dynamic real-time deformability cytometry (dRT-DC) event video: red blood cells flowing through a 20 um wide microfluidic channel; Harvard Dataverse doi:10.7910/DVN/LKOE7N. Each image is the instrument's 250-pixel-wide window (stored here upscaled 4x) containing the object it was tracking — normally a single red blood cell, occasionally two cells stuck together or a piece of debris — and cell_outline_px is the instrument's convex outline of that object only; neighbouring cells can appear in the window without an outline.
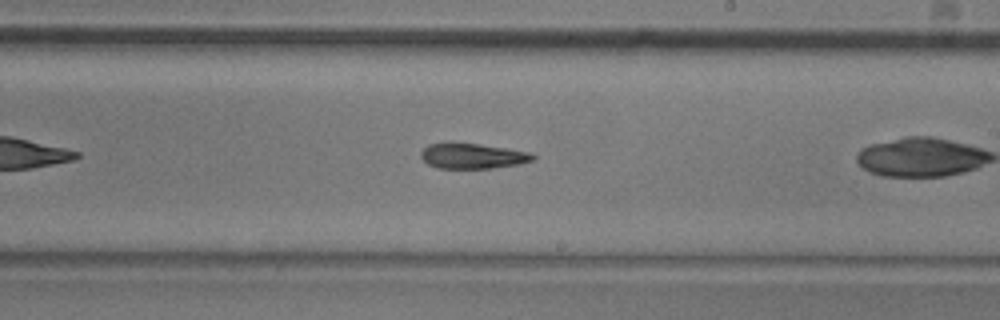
{"species": "common noctule bat (a hibernating species)", "species_latin": "Nyctalus noctula", "temperature_condition": "room temperature", "stored_images_in_passage": 26, "segment_of_instrument_passage": [2, 2], "camera_frame_rate_fps": 3000, "um_per_image_px": 0.085, "animal": {"sex": "male", "body_mass_g": 20.5, "forearm_length_mm": 52.5}, "frame": {"image": 1, "passage_image": 16, "time_ms": 5.0, "image_size_px": [1000, 320], "cell_outline_px": [[536, 160], [520, 164], [492, 168], [436, 168], [428, 164], [420, 156], [420, 152], [428, 144], [448, 140], [452, 140], [480, 144], [532, 152], [536, 156]], "centroid_in_image_um": [40.15, 13.22], "position_along_channel_um": 248.8, "area_um2": 17.22}}
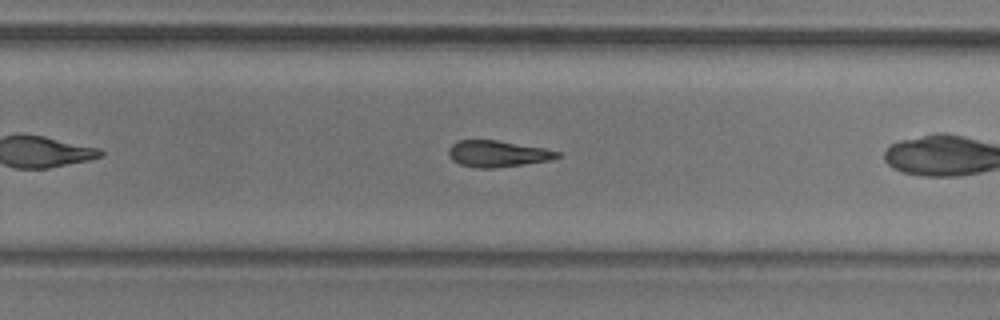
{"frame": {"image": 2, "passage_image": 19, "time_ms": 6.0, "image_size_px": [1000, 320], "cell_outline_px": [[560, 156], [548, 160], [492, 168], [476, 168], [460, 164], [452, 160], [448, 156], [448, 148], [456, 140], [496, 140], [544, 148], [560, 152]], "centroid_in_image_um": [42.22, 13.06], "position_along_channel_um": 287.6, "area_um2": 16.53}}